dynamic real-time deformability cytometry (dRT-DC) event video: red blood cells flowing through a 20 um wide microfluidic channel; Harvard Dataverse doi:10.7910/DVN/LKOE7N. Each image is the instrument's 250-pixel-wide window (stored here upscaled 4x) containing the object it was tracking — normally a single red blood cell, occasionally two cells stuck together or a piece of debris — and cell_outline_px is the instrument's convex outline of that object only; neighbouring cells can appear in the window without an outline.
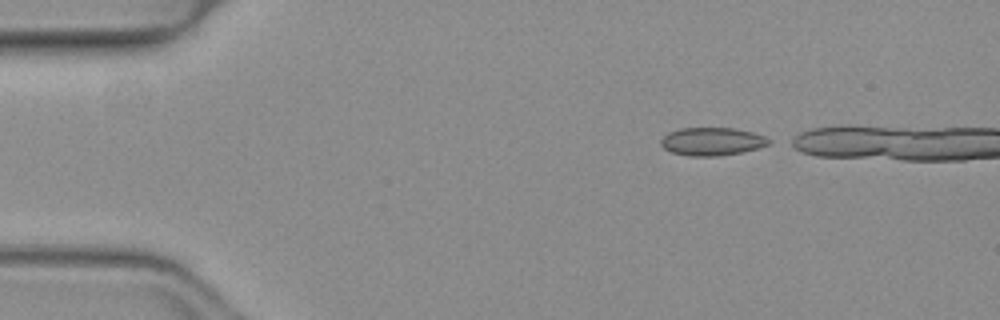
{"species": "common noctule bat (a hibernating species)", "species_latin": "Nyctalus noctula", "temperature_condition": "warm", "stored_images_in_passage": 4, "camera_frame_rate_fps": 3000, "um_per_image_px": 0.085, "animal": {"sex": "female", "body_mass_g": 19.3, "forearm_length_mm": 54.1}, "frame": {"image": 1, "passage_image": 1, "time_ms": 0.0, "image_size_px": [1000, 320], "cell_outline_px": [[772, 140], [768, 144], [756, 148], [740, 152], [716, 156], [688, 156], [672, 152], [664, 148], [660, 144], [660, 140], [668, 132], [680, 128], [732, 128], [752, 132], [764, 136]], "centroid_in_image_um": [60.48, 12.02], "position_along_channel_um": 24.5, "area_um2": 17.46}}